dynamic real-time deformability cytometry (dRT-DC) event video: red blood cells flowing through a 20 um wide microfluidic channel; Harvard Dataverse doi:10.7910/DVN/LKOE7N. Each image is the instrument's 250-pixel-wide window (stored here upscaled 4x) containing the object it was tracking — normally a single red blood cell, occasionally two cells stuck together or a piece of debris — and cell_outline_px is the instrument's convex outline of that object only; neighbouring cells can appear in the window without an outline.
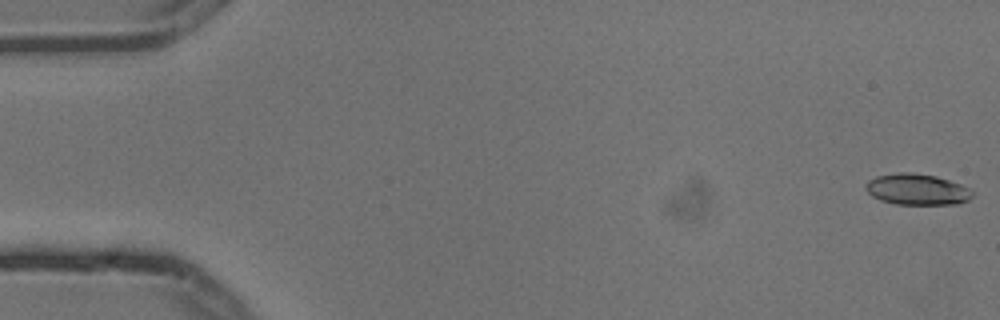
{"species": "common noctule bat (a hibernating species)", "species_latin": "Nyctalus noctula", "temperature_condition": "cold", "stored_images_in_passage": 5, "camera_frame_rate_fps": 3000, "um_per_image_px": 0.085, "animal": {"sex": "male", "body_mass_g": 13.3}, "frame": {"image": 1, "passage_image": 1, "time_ms": 0.0, "image_size_px": [1000, 320], "cell_outline_px": [[972, 196], [968, 200], [956, 204], [896, 204], [880, 200], [872, 196], [864, 188], [864, 184], [868, 180], [876, 176], [896, 172], [912, 172], [936, 176], [960, 184], [968, 188], [972, 192]], "centroid_in_image_um": [77.9, 16.09], "position_along_channel_um": 7.1, "area_um2": 19.36}}
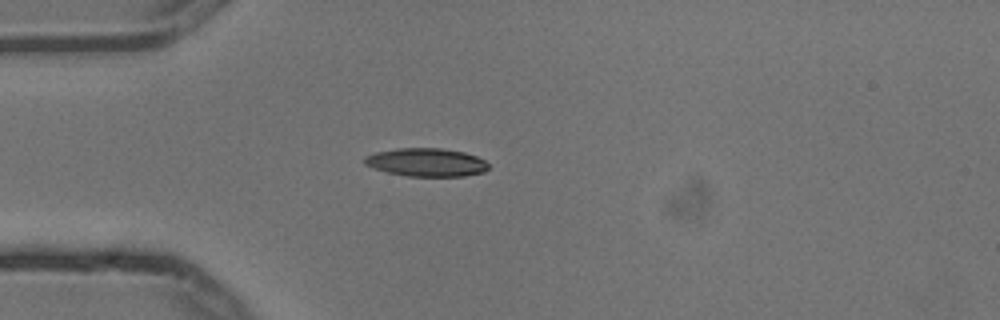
{"frame": {"image": 2, "passage_image": 5, "time_ms": 1.333, "image_size_px": [1000, 320], "cell_outline_px": [[488, 168], [484, 172], [464, 176], [408, 176], [388, 172], [364, 164], [364, 156], [376, 152], [396, 148], [440, 148], [464, 152], [476, 156], [484, 160], [488, 164]], "centroid_in_image_um": [36.25, 13.79], "position_along_channel_um": 48.8, "area_um2": 20.29}}